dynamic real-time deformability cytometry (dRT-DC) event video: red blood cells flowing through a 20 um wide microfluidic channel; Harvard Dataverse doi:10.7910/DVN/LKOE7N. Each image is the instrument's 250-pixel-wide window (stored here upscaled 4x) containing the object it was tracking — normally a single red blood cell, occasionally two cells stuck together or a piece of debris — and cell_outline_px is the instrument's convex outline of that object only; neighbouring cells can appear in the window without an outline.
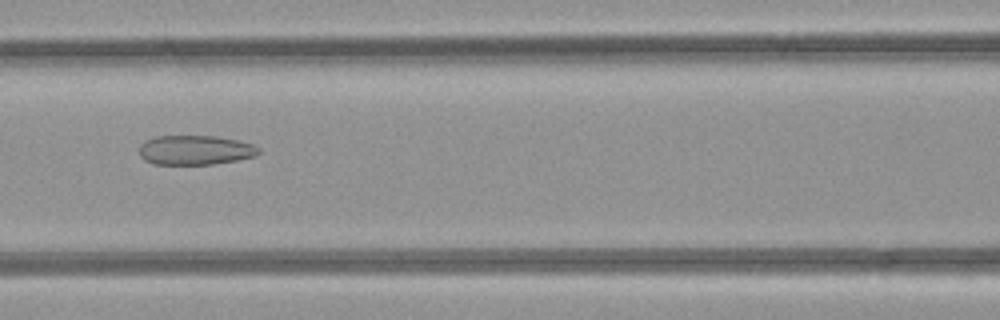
{"species": "common noctule bat (a hibernating species)", "species_latin": "Nyctalus noctula", "temperature_condition": "room temperature", "stored_images_in_passage": 32, "camera_frame_rate_fps": 3000, "um_per_image_px": 0.085, "animal": {"sex": "female", "body_mass_g": 21.9}, "frame": {"image": 1, "passage_image": 12, "time_ms": 3.667, "image_size_px": [1000, 320], "cell_outline_px": [[260, 152], [256, 156], [236, 160], [212, 164], [152, 164], [144, 160], [140, 156], [140, 144], [156, 136], [216, 136], [240, 140], [252, 144], [260, 148]], "centroid_in_image_um": [16.61, 12.75], "position_along_channel_um": 150.0, "area_um2": 20.58}}
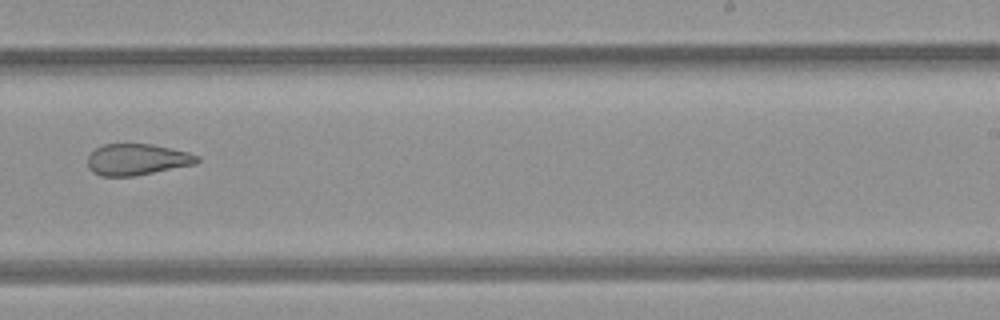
{"frame": {"image": 2, "passage_image": 21, "time_ms": 6.667, "image_size_px": [1000, 320], "cell_outline_px": [[200, 160], [196, 164], [136, 176], [100, 176], [92, 172], [88, 168], [88, 156], [96, 148], [104, 144], [152, 144], [188, 152], [200, 156]], "centroid_in_image_um": [11.66, 13.56], "position_along_channel_um": 277.3, "area_um2": 20.11}}
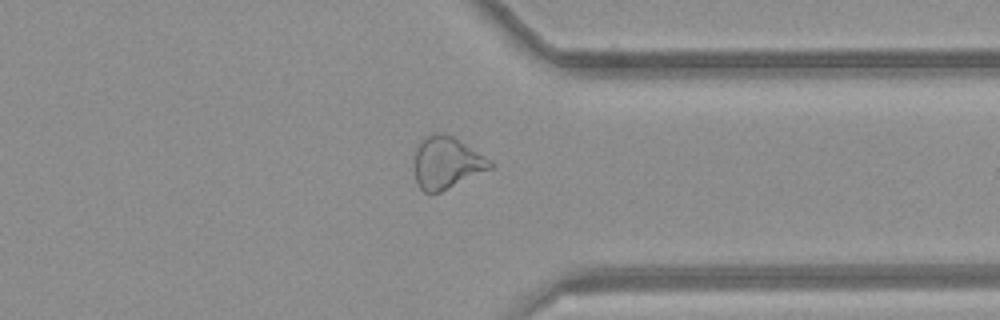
{"frame": {"image": 3, "passage_image": 28, "time_ms": 9.0, "image_size_px": [1000, 320], "cell_outline_px": [[492, 168], [440, 192], [424, 192], [420, 188], [416, 180], [412, 164], [416, 144], [424, 136], [432, 132], [444, 132], [452, 136], [492, 160]], "centroid_in_image_um": [37.9, 13.79], "position_along_channel_um": 373.5, "area_um2": 23.35}, "authors_computed_cell_mechanics": {"area_um2": 21.8773, "velocity_mm_per_s": 4.2565, "shape_relaxation_time_tau1_ms": null, "shape_relaxation_time_tau2_ms": 2.3273, "deformation_change_tau1": null, "deformation_change_tau2": 0.1149}}